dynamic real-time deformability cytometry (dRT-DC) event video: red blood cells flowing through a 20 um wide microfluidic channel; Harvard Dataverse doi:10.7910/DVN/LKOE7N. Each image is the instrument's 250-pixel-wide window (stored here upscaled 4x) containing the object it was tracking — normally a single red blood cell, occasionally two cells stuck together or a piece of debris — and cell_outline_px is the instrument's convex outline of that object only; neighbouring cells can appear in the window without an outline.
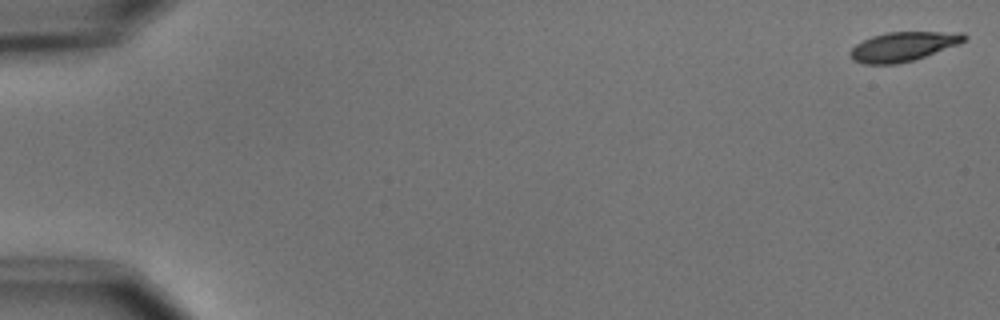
{"species": "common noctule bat (a hibernating species)", "species_latin": "Nyctalus noctula", "temperature_condition": "cold", "stored_images_in_passage": 5, "camera_frame_rate_fps": 3000, "um_per_image_px": 0.085, "animal": {"sex": "male", "body_mass_g": 15.6}, "frame": {"image": 1, "passage_image": 1, "time_ms": 0.0, "image_size_px": [1000, 320], "cell_outline_px": [[968, 36], [960, 44], [912, 60], [896, 64], [864, 64], [852, 60], [848, 52], [856, 44], [872, 36], [888, 32], [964, 32]], "centroid_in_image_um": [76.76, 3.95], "position_along_channel_um": 8.2, "area_um2": 19.42}}
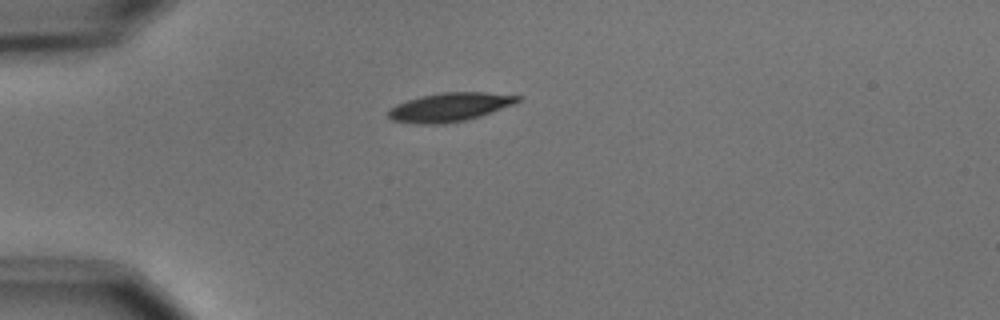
{"frame": {"image": 2, "passage_image": 5, "time_ms": 4.667, "image_size_px": [1000, 320], "cell_outline_px": [[520, 100], [512, 104], [480, 116], [464, 120], [444, 124], [416, 124], [392, 120], [388, 116], [388, 112], [396, 104], [420, 96], [440, 92], [484, 92], [520, 96]], "centroid_in_image_um": [38.18, 9.1], "position_along_channel_um": 46.8, "area_um2": 21.39}}